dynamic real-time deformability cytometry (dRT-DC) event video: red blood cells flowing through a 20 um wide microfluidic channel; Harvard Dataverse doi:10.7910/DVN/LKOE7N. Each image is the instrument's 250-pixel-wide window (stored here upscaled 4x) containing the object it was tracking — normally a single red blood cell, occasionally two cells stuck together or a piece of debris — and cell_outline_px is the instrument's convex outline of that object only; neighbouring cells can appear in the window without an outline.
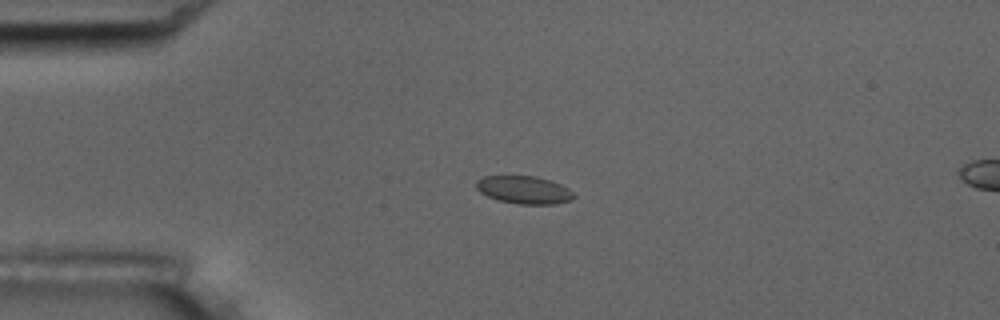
{"species": "common noctule bat (a hibernating species)", "species_latin": "Nyctalus noctula", "temperature_condition": "room temperature", "stored_images_in_passage": 4, "camera_frame_rate_fps": 3000, "um_per_image_px": 0.085, "animal": {"sex": "male", "body_mass_g": 17.5, "forearm_length_mm": 52.3}, "frame": {"image": 1, "passage_image": 3, "time_ms": 2.333, "image_size_px": [1000, 320], "cell_outline_px": [[576, 196], [572, 200], [556, 204], [520, 204], [500, 200], [488, 196], [480, 192], [476, 188], [476, 180], [484, 176], [536, 176], [552, 180], [568, 188]], "centroid_in_image_um": [44.57, 16.13], "position_along_channel_um": 40.4, "area_um2": 15.84}}